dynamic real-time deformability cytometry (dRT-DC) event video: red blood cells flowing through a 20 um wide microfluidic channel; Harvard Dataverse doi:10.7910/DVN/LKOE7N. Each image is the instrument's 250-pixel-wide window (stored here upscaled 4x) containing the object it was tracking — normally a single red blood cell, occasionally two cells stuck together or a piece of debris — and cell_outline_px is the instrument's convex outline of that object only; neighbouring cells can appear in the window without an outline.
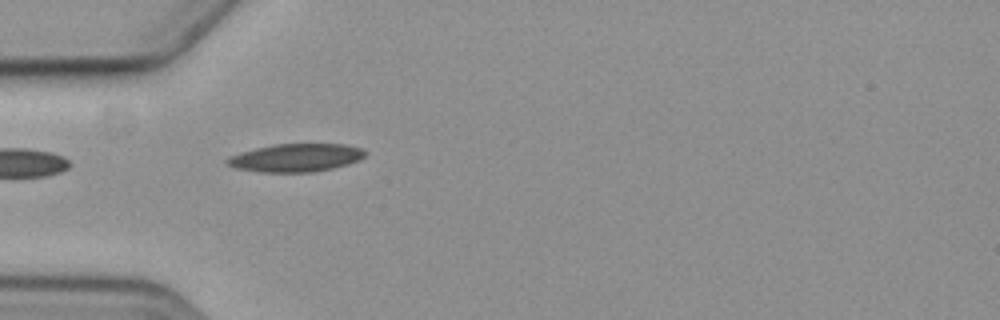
{"species": "common noctule bat (a hibernating species)", "species_latin": "Nyctalus noctula", "temperature_condition": "cold", "stored_images_in_passage": 6, "camera_frame_rate_fps": 3000, "um_per_image_px": 0.085, "animal": {"sex": "female", "body_mass_g": 19.3, "forearm_length_mm": 54.1}, "frame": {"image": 1, "passage_image": 5, "time_ms": 5.667, "image_size_px": [1000, 320], "cell_outline_px": [[368, 152], [360, 160], [348, 164], [332, 168], [312, 172], [260, 172], [236, 168], [228, 164], [224, 160], [228, 156], [240, 152], [272, 144], [344, 144], [364, 148]], "centroid_in_image_um": [25.17, 13.4], "position_along_channel_um": 59.8, "area_um2": 22.72}}